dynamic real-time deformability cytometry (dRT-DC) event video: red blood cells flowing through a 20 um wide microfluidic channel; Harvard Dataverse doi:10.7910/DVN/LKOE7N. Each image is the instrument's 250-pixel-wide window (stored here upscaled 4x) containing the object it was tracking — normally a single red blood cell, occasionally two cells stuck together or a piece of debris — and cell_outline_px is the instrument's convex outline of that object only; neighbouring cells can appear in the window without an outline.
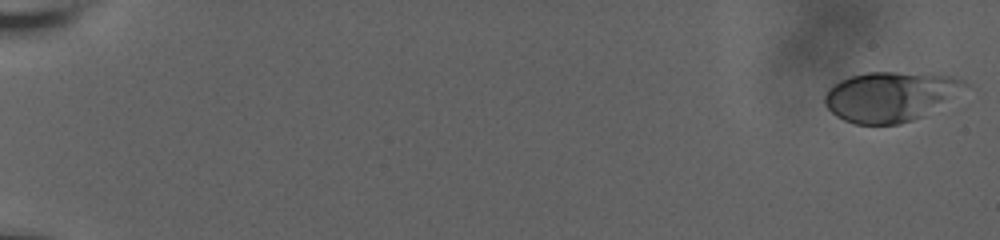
{"species": "human", "species_latin": "Homo sapiens", "temperature_condition": "room temperature", "stored_images_in_passage": 59, "camera_frame_rate_fps": 3000, "um_per_image_px": 0.085, "donor": {"sex": "male"}, "frame": {"image": 1, "passage_image": 1, "time_ms": 0.0, "image_size_px": [1000, 240], "cell_outline_px": [[968, 84], [924, 116], [900, 124], [856, 124], [844, 120], [836, 116], [824, 104], [824, 96], [828, 88], [840, 80], [852, 76], [868, 72], [932, 72], [952, 76], [964, 80]], "centroid_in_image_um": [75.64, 8.18], "position_along_channel_um": 9.4, "area_um2": 40.58}}
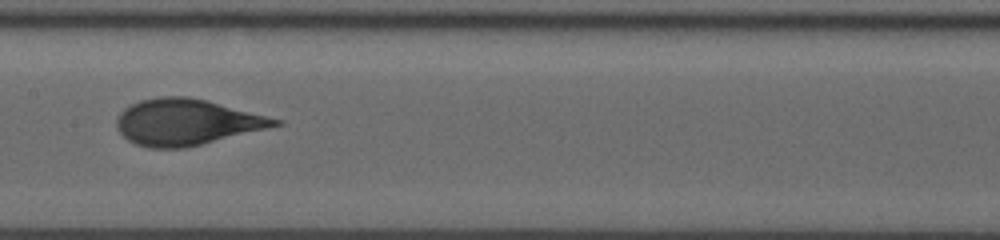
{"frame": {"image": 2, "passage_image": 33, "time_ms": 10.667, "image_size_px": [1000, 240], "cell_outline_px": [[284, 124], [184, 148], [148, 148], [136, 144], [128, 140], [116, 128], [116, 120], [120, 112], [124, 108], [140, 100], [160, 96], [188, 96], [208, 100], [284, 120]], "centroid_in_image_um": [15.85, 10.36], "position_along_channel_um": 191.5, "area_um2": 42.54}}
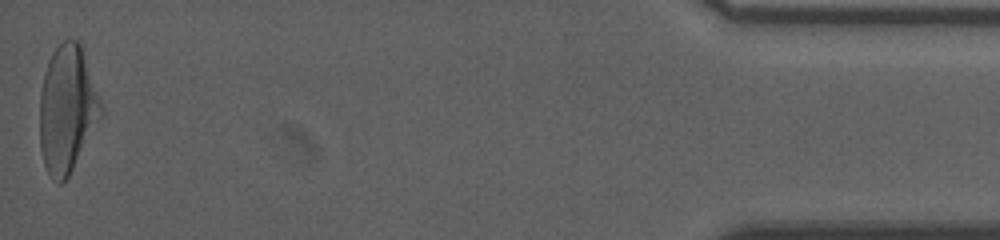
{"frame": {"image": 3, "passage_image": 59, "time_ms": 19.333, "image_size_px": [1000, 240], "cell_outline_px": [[104, 116], [68, 176], [60, 184], [56, 184], [52, 180], [44, 164], [40, 148], [40, 92], [44, 72], [48, 60], [52, 52], [64, 40], [76, 40], [80, 44], [104, 108]], "centroid_in_image_um": [5.72, 9.31], "position_along_channel_um": 429.5, "area_um2": 45.66}, "authors_computed_cell_mechanics": {"area_um2": 41.2692, "velocity_mm_per_s": 3.7057, "shape_relaxation_time_tau1_ms": 5.2408, "shape_relaxation_time_tau2_ms": null, "deformation_change_tau1": 0.1843, "deformation_change_tau2": null}}